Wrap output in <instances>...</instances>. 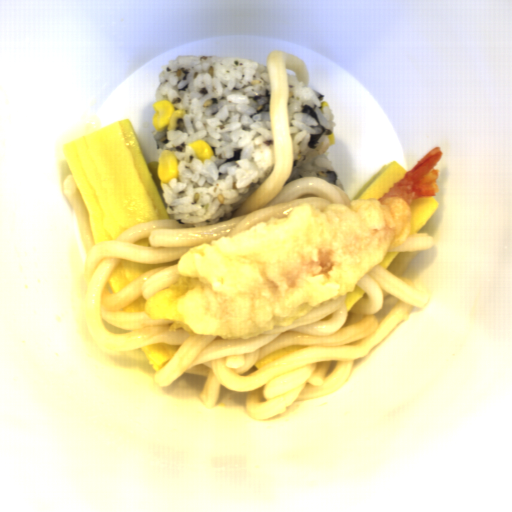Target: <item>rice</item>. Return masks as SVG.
Wrapping results in <instances>:
<instances>
[{
  "mask_svg": "<svg viewBox=\"0 0 512 512\" xmlns=\"http://www.w3.org/2000/svg\"><path fill=\"white\" fill-rule=\"evenodd\" d=\"M154 98L184 112L172 131L154 128L161 154L178 160L177 178L157 187L170 219L193 227L226 220L275 166L267 65L209 55L179 56L163 68ZM205 140V163L188 144Z\"/></svg>",
  "mask_w": 512,
  "mask_h": 512,
  "instance_id": "1",
  "label": "rice"
},
{
  "mask_svg": "<svg viewBox=\"0 0 512 512\" xmlns=\"http://www.w3.org/2000/svg\"><path fill=\"white\" fill-rule=\"evenodd\" d=\"M286 74L293 165L285 186L301 177H315L342 190L343 186L328 155L331 145L328 136L334 135L336 118L330 106L321 110L322 102H327L324 96L296 76Z\"/></svg>",
  "mask_w": 512,
  "mask_h": 512,
  "instance_id": "2",
  "label": "rice"
}]
</instances>
